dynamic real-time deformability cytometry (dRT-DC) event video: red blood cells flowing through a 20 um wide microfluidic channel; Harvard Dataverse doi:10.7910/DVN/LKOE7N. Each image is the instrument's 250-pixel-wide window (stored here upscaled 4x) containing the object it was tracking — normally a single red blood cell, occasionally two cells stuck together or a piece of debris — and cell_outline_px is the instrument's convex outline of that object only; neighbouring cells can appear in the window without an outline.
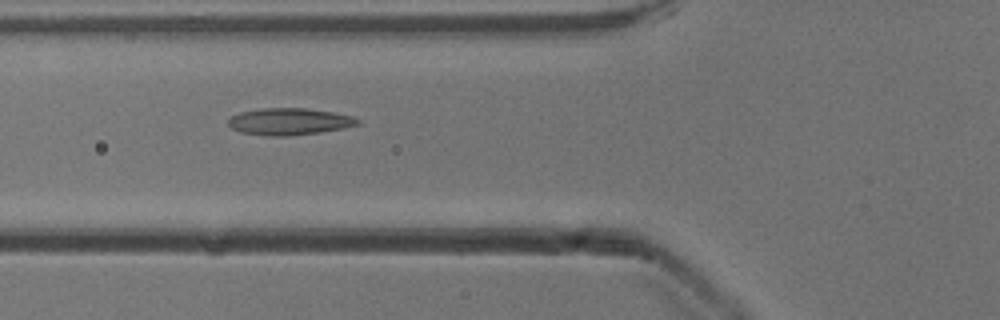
{"species": "common noctule bat (a hibernating species)", "species_latin": "Nyctalus noctula", "temperature_condition": "cold", "stored_images_in_passage": 6, "camera_frame_rate_fps": 3000, "um_per_image_px": 0.085, "animal": {"sex": "male", "body_mass_g": 13.3}, "frame": {"image": 1, "passage_image": 5, "time_ms": 1.333, "image_size_px": [1000, 320], "cell_outline_px": [[360, 124], [344, 128], [320, 132], [292, 136], [272, 136], [240, 132], [232, 128], [228, 124], [228, 120], [232, 116], [240, 112], [260, 108], [304, 108], [332, 112], [352, 116], [360, 120]], "centroid_in_image_um": [24.59, 10.33], "position_along_channel_um": 101.2, "area_um2": 20.23}}
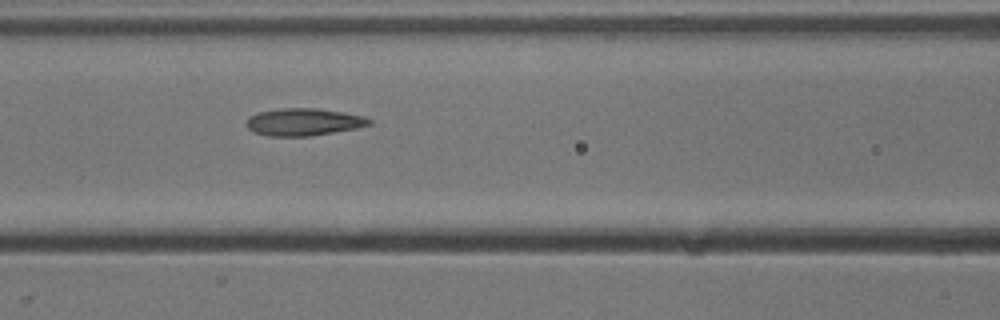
{"frame": {"image": 2, "passage_image": 6, "time_ms": 1.667, "image_size_px": [1000, 320], "cell_outline_px": [[372, 124], [356, 128], [308, 136], [268, 136], [252, 132], [244, 124], [248, 116], [260, 112], [280, 108], [316, 108], [344, 112], [364, 116], [372, 120]], "centroid_in_image_um": [25.77, 10.36], "position_along_channel_um": 140.8, "area_um2": 19.65}}